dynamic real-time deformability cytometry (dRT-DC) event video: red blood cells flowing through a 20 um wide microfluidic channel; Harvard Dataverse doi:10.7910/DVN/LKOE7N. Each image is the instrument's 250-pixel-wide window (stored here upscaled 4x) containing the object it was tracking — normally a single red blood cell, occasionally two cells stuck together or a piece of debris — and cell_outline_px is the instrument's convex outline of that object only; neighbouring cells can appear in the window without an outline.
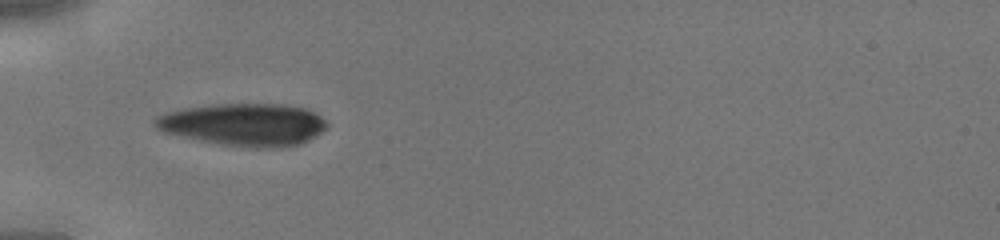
{"species": "human", "species_latin": "Homo sapiens", "temperature_condition": "cold", "stored_images_in_passage": 30, "camera_frame_rate_fps": 3000, "um_per_image_px": 0.085, "donor": {"sex": "male"}, "frame": {"image": 1, "passage_image": 1, "time_ms": 0.0, "image_size_px": [1000, 240], "cell_outline_px": [[328, 128], [316, 136], [300, 144], [280, 148], [256, 148], [220, 144], [200, 140], [164, 132], [156, 128], [152, 124], [152, 120], [156, 116], [164, 112], [184, 108], [212, 104], [280, 104], [304, 108], [316, 112], [328, 124]], "centroid_in_image_um": [20.73, 10.58], "position_along_channel_um": 64.3, "area_um2": 42.83}}
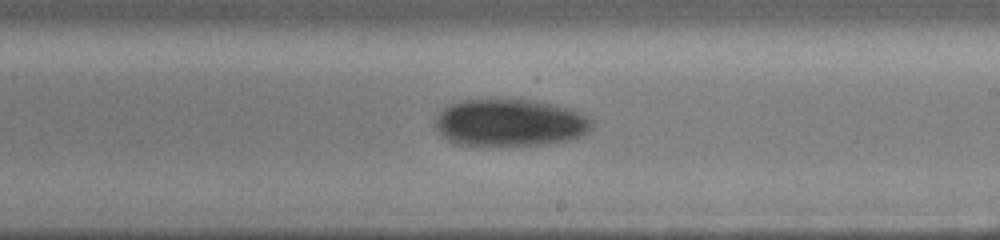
{"frame": {"image": 2, "passage_image": 13, "time_ms": 4.0, "image_size_px": [1000, 240], "cell_outline_px": [[596, 124], [584, 136], [568, 140], [544, 144], [460, 144], [448, 140], [436, 128], [436, 116], [448, 104], [460, 100], [532, 100], [552, 104], [568, 108], [596, 120]], "centroid_in_image_um": [43.41, 10.41], "position_along_channel_um": 245.6, "area_um2": 42.71}}
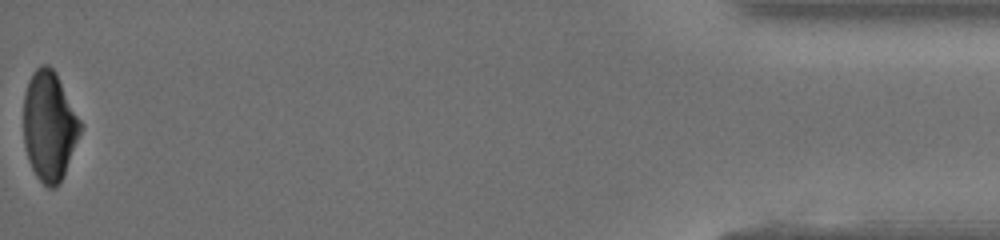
{"frame": {"image": 3, "passage_image": 30, "time_ms": 9.667, "image_size_px": [1000, 240], "cell_outline_px": [[84, 124], [64, 172], [60, 180], [52, 188], [48, 188], [36, 176], [28, 160], [24, 144], [24, 92], [28, 80], [32, 72], [40, 64], [48, 64], [56, 72]], "centroid_in_image_um": [4.19, 10.64], "position_along_channel_um": 431.0, "area_um2": 36.36}}